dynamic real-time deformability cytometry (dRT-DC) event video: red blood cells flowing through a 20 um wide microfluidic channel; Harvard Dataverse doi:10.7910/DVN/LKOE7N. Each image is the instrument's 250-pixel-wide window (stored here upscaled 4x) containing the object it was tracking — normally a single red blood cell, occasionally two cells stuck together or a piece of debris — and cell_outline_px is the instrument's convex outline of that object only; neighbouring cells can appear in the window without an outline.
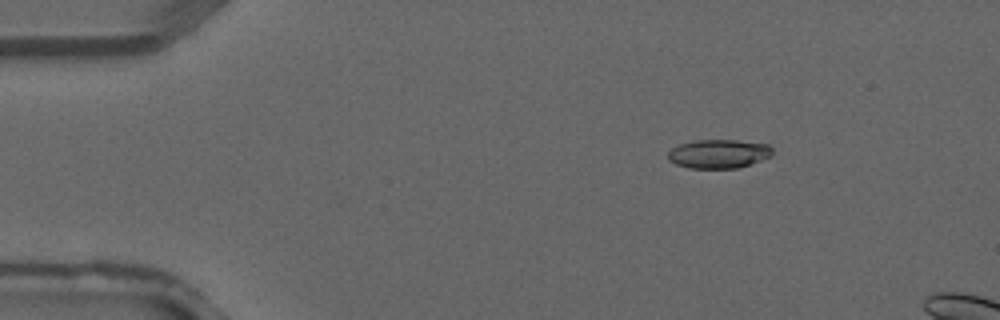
{"species": "common noctule bat (a hibernating species)", "species_latin": "Nyctalus noctula", "temperature_condition": "warm", "stored_images_in_passage": 3, "camera_frame_rate_fps": 3000, "um_per_image_px": 0.085, "animal": {"sex": "male", "forearm_length_mm": 52.5}, "frame": {"image": 1, "passage_image": 2, "time_ms": 0.333, "image_size_px": [1000, 320], "cell_outline_px": [[772, 156], [736, 168], [688, 168], [676, 164], [668, 160], [668, 152], [672, 148], [680, 144], [696, 140], [736, 140], [768, 144], [772, 148]], "centroid_in_image_um": [61.07, 13.07], "position_along_channel_um": 23.9, "area_um2": 17.46}}